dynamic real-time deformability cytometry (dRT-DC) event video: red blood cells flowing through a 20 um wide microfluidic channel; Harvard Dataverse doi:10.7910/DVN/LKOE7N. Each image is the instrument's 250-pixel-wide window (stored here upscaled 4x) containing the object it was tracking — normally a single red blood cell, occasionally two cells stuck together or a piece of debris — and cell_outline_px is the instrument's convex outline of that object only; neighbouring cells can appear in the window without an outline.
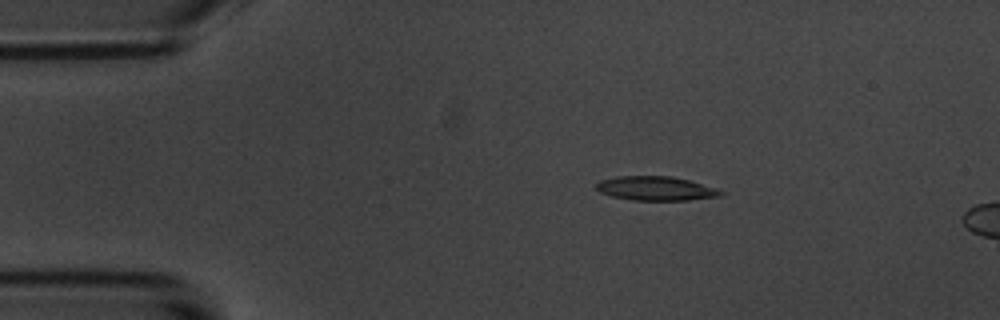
{"species": "common noctule bat (a hibernating species)", "species_latin": "Nyctalus noctula", "temperature_condition": "room temperature", "stored_images_in_passage": 14, "camera_frame_rate_fps": 3000, "um_per_image_px": 0.085, "animal": {"sex": "male", "body_mass_g": 20.1, "forearm_length_mm": 53.5}, "frame": {"image": 1, "passage_image": 10, "time_ms": 3.0, "image_size_px": [1000, 320], "cell_outline_px": [[724, 196], [688, 200], [632, 200], [612, 196], [600, 192], [596, 188], [596, 184], [600, 180], [616, 176], [668, 176], [688, 180], [716, 188], [724, 192]], "centroid_in_image_um": [55.75, 16.02], "position_along_channel_um": 29.3, "area_um2": 17.46}}